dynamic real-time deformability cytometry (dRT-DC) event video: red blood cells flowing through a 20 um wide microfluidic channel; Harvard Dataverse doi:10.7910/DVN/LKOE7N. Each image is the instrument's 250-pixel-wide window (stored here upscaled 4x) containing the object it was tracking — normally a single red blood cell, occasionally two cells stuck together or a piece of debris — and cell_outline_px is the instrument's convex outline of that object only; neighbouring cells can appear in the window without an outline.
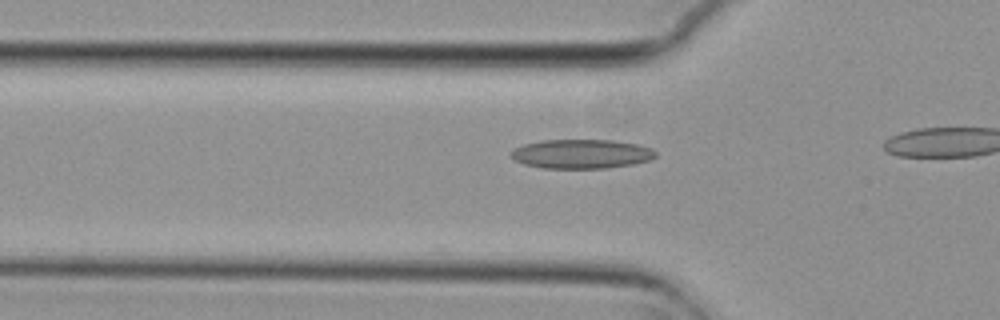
{"species": "common noctule bat (a hibernating species)", "species_latin": "Nyctalus noctula", "temperature_condition": "cold", "stored_images_in_passage": 8, "camera_frame_rate_fps": 3000, "um_per_image_px": 0.085, "animal": {"sex": "female", "body_mass_g": 29.2, "forearm_length_mm": 56.3}, "frame": {"image": 1, "passage_image": 2, "time_ms": 0.333, "image_size_px": [1000, 320], "cell_outline_px": [[656, 156], [652, 160], [632, 164], [608, 168], [540, 168], [524, 164], [516, 160], [512, 156], [512, 152], [516, 148], [524, 144], [540, 140], [612, 140], [636, 144], [652, 148], [656, 152]], "centroid_in_image_um": [49.46, 13.08], "position_along_channel_um": 76.3, "area_um2": 24.57}}
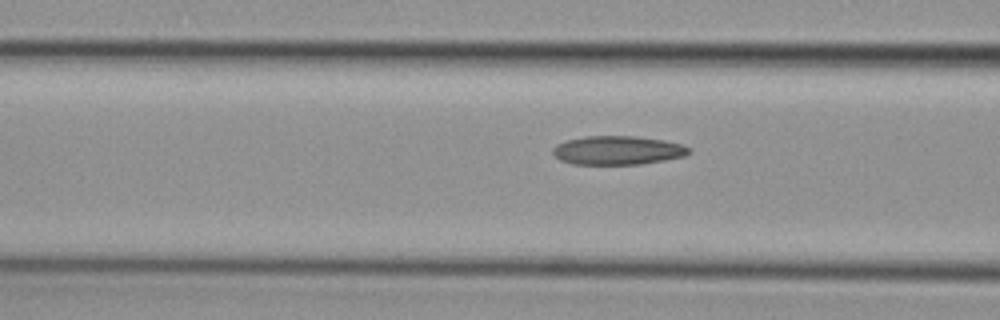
{"frame": {"image": 2, "passage_image": 5, "time_ms": 1.333, "image_size_px": [1000, 320], "cell_outline_px": [[692, 152], [684, 156], [664, 160], [640, 164], [572, 164], [560, 160], [552, 152], [552, 148], [556, 144], [568, 140], [584, 136], [636, 136], [664, 140], [684, 144], [692, 148]], "centroid_in_image_um": [52.54, 12.77], "position_along_channel_um": 114.1, "area_um2": 23.0}}